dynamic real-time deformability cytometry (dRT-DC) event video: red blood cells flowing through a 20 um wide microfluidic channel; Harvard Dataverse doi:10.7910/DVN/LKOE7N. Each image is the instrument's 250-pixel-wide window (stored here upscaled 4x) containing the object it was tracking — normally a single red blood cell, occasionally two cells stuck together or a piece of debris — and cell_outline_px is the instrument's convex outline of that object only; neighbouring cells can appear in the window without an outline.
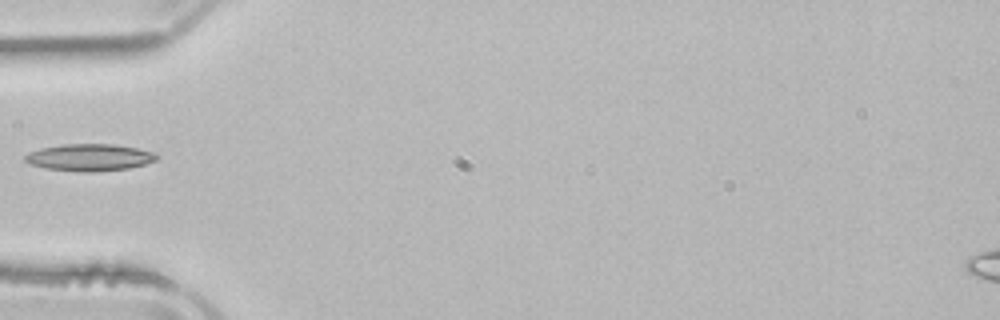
{"species": "common noctule bat (a hibernating species)", "species_latin": "Nyctalus noctula", "temperature_condition": "room temperature", "stored_images_in_passage": 4, "camera_frame_rate_fps": 3000, "um_per_image_px": 0.085, "animal": {"sex": "male", "body_mass_g": 21.5, "forearm_length_mm": 52.0}, "frame": {"image": 1, "passage_image": 4, "time_ms": 5.0, "image_size_px": [1000, 320], "cell_outline_px": [[160, 156], [156, 160], [144, 164], [128, 168], [92, 172], [84, 172], [44, 168], [28, 164], [24, 160], [24, 156], [28, 152], [40, 148], [64, 144], [112, 144], [136, 148], [156, 152]], "centroid_in_image_um": [7.59, 13.38], "position_along_channel_um": 77.4, "area_um2": 20.81}}